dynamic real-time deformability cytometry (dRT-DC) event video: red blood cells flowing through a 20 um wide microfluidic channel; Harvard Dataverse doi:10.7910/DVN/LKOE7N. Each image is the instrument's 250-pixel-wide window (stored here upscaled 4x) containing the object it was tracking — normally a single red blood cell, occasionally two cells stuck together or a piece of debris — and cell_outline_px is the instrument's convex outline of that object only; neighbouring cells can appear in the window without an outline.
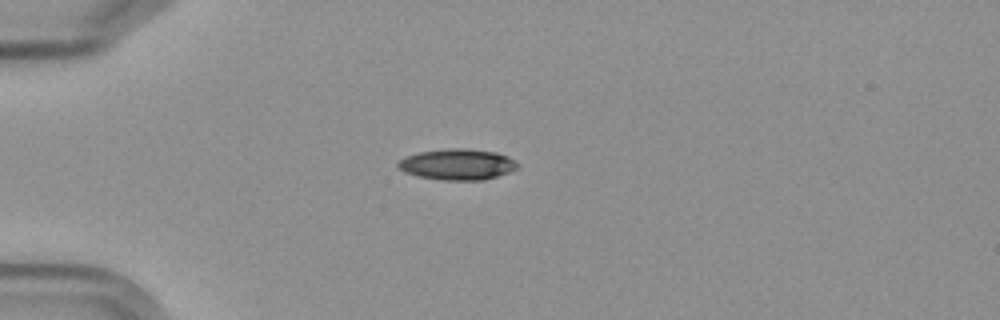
{"species": "Egyptian fruit bat (a non-hibernating species)", "species_latin": "Rousettus aegyptiacus", "temperature_condition": "cold", "stored_images_in_passage": 8, "camera_frame_rate_fps": 3000, "um_per_image_px": 0.085, "frame": {"image": 1, "passage_image": 3, "time_ms": 2.333, "image_size_px": [1000, 320], "cell_outline_px": [[516, 168], [508, 172], [484, 180], [440, 180], [416, 176], [404, 172], [396, 164], [404, 156], [420, 152], [448, 148], [464, 148], [496, 152], [508, 156], [516, 164]], "centroid_in_image_um": [38.82, 13.97], "position_along_channel_um": 46.2, "area_um2": 21.44}}
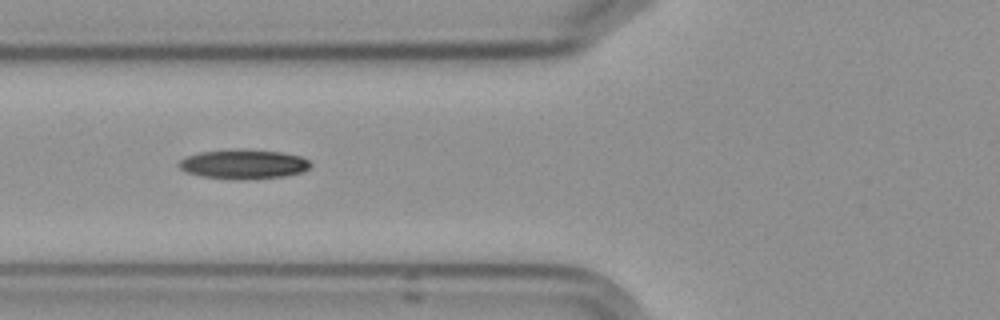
{"frame": {"image": 2, "passage_image": 5, "time_ms": 4.667, "image_size_px": [1000, 320], "cell_outline_px": [[312, 164], [308, 168], [300, 172], [284, 176], [240, 180], [236, 180], [200, 176], [184, 172], [176, 164], [184, 156], [200, 152], [236, 148], [240, 148], [280, 152], [300, 156], [308, 160]], "centroid_in_image_um": [20.62, 13.95], "position_along_channel_um": 105.2, "area_um2": 22.89}}